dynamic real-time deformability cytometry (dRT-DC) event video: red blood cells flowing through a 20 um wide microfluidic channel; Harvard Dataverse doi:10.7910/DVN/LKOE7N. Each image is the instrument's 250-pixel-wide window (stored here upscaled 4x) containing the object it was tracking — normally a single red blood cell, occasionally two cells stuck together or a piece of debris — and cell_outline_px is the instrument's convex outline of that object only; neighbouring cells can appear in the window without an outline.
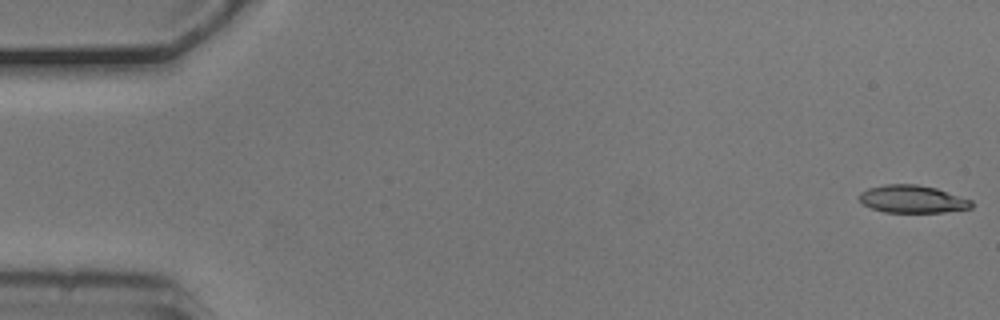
{"species": "common noctule bat (a hibernating species)", "species_latin": "Nyctalus noctula", "temperature_condition": "cold", "stored_images_in_passage": 54, "camera_frame_rate_fps": 3000, "um_per_image_px": 0.085, "animal": {"sex": "male", "body_mass_g": 20.5, "forearm_length_mm": 52.5}, "frame": {"image": 1, "passage_image": 1, "time_ms": 0.0, "image_size_px": [1000, 320], "cell_outline_px": [[976, 204], [972, 208], [944, 212], [884, 212], [872, 208], [864, 204], [860, 200], [860, 192], [868, 188], [884, 184], [916, 184], [936, 188], [972, 200]], "centroid_in_image_um": [77.59, 16.92], "position_along_channel_um": 7.4, "area_um2": 18.09}}
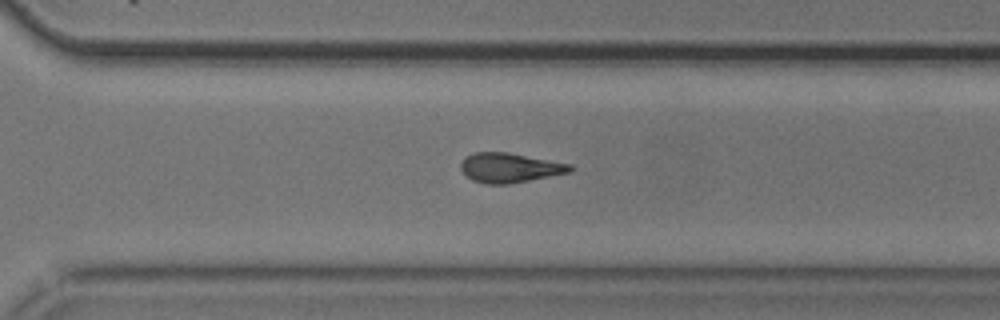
{"frame": {"image": 2, "passage_image": 38, "time_ms": 12.333, "image_size_px": [1000, 320], "cell_outline_px": [[576, 168], [572, 172], [508, 184], [488, 184], [472, 180], [460, 168], [460, 164], [464, 156], [476, 152], [508, 152], [572, 164]], "centroid_in_image_um": [43.36, 14.25], "position_along_channel_um": 327.2, "area_um2": 18.96}}
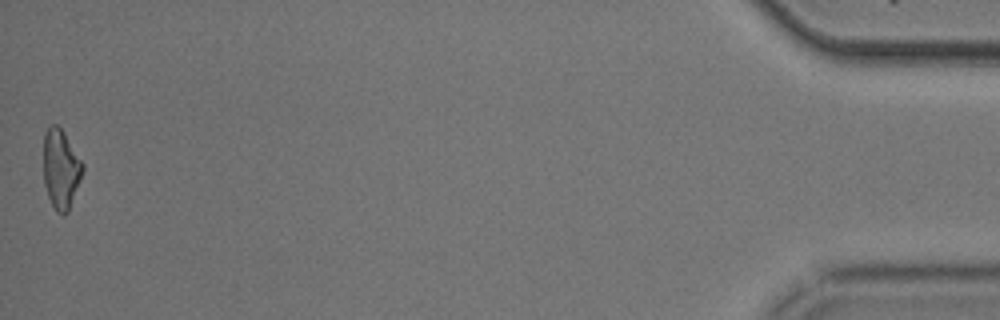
{"frame": {"image": 3, "passage_image": 54, "time_ms": 17.667, "image_size_px": [1000, 320], "cell_outline_px": [[84, 168], [80, 180], [68, 212], [64, 216], [56, 212], [48, 196], [44, 184], [44, 132], [52, 124], [56, 124], [64, 132], [84, 164]], "centroid_in_image_um": [5.17, 14.37], "position_along_channel_um": 430.0, "area_um2": 18.09}}